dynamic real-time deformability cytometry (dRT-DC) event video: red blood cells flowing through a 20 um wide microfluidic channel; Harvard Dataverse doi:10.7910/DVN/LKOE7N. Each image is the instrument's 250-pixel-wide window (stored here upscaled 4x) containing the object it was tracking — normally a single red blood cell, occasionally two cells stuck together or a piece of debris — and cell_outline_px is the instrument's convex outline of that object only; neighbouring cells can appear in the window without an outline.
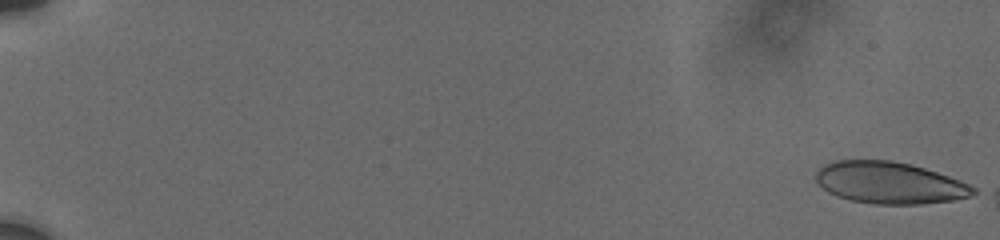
{"species": "human", "species_latin": "Homo sapiens", "temperature_condition": "cold", "stored_images_in_passage": 9, "camera_frame_rate_fps": 3000, "um_per_image_px": 0.085, "donor": {"sex": "male"}, "frame": {"image": 1, "passage_image": 1, "time_ms": 0.0, "image_size_px": [1000, 240], "cell_outline_px": [[976, 192], [968, 196], [952, 200], [920, 204], [872, 204], [852, 200], [836, 196], [828, 192], [816, 180], [816, 172], [824, 164], [836, 160], [892, 160], [912, 164], [960, 180], [976, 188]], "centroid_in_image_um": [75.59, 15.53], "position_along_channel_um": 9.4, "area_um2": 38.15}}